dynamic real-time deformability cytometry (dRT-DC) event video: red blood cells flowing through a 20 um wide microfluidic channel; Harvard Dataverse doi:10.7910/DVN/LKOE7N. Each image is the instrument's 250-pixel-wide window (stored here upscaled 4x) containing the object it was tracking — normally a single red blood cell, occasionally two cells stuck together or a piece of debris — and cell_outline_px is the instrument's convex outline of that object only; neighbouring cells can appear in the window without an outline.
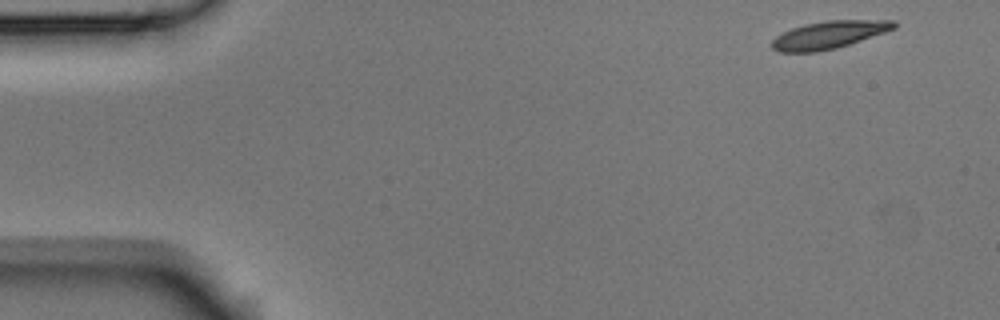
{"species": "Egyptian fruit bat (a non-hibernating species)", "species_latin": "Rousettus aegyptiacus", "temperature_condition": "room temperature", "stored_images_in_passage": 6, "camera_frame_rate_fps": 3000, "um_per_image_px": 0.085, "animal": {"sex": "male"}, "frame": {"image": 1, "passage_image": 1, "time_ms": 0.0, "image_size_px": [1000, 320], "cell_outline_px": [[896, 28], [836, 48], [816, 52], [780, 52], [772, 48], [772, 40], [776, 36], [792, 28], [804, 24], [828, 20], [896, 20]], "centroid_in_image_um": [70.45, 2.95], "position_along_channel_um": 14.6, "area_um2": 19.42}}
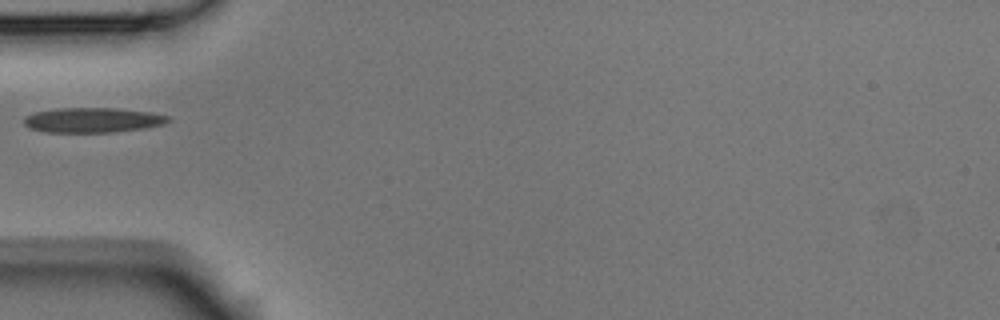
{"frame": {"image": 2, "passage_image": 5, "time_ms": 1.333, "image_size_px": [1000, 320], "cell_outline_px": [[172, 120], [164, 124], [144, 128], [112, 132], [44, 132], [28, 128], [24, 124], [24, 116], [36, 112], [56, 108], [120, 108], [152, 112], [168, 116]], "centroid_in_image_um": [7.88, 10.2], "position_along_channel_um": 77.1, "area_um2": 21.1}}
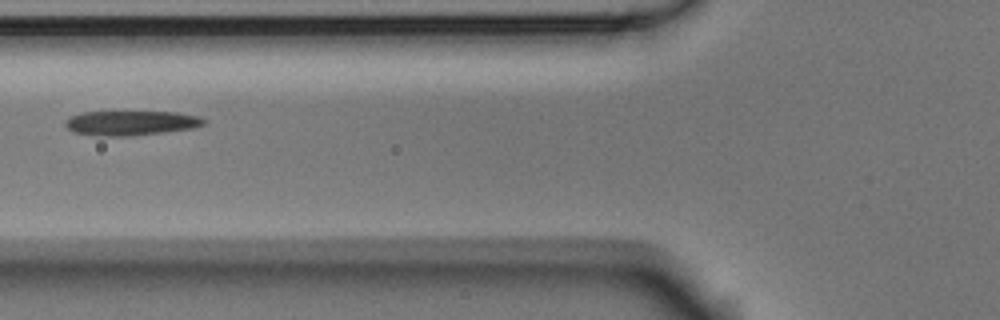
{"frame": {"image": 3, "passage_image": 6, "time_ms": 1.667, "image_size_px": [1000, 320], "cell_outline_px": [[208, 120], [204, 124], [192, 128], [164, 132], [132, 136], [96, 136], [72, 132], [64, 124], [64, 120], [80, 112], [176, 112], [200, 116]], "centroid_in_image_um": [11.12, 10.46], "position_along_channel_um": 114.7, "area_um2": 20.06}}